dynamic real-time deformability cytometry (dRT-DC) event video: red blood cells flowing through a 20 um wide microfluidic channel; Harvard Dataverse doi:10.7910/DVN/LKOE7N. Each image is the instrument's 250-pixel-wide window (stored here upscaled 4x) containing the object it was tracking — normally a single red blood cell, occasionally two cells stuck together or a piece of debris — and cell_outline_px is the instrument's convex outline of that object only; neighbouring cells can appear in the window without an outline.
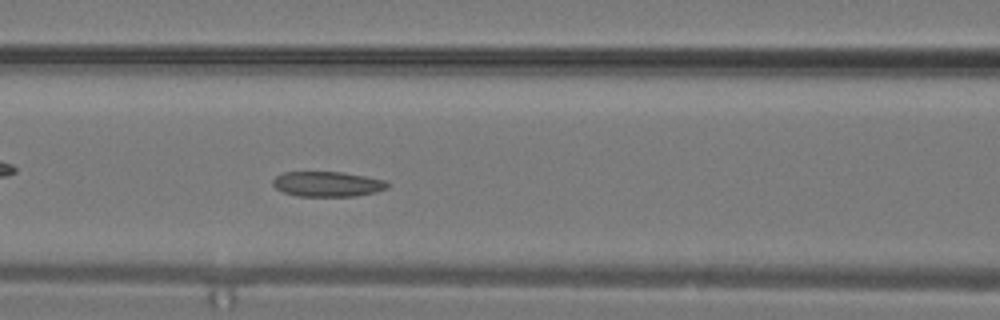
{"species": "common noctule bat (a hibernating species)", "species_latin": "Nyctalus noctula", "temperature_condition": "warm", "stored_images_in_passage": 13, "camera_frame_rate_fps": 3000, "um_per_image_px": 0.085, "animal": {"sex": "male", "body_mass_g": 19.2, "forearm_length_mm": 51.8}, "frame": {"image": 1, "passage_image": 13, "time_ms": 4.0, "image_size_px": [1000, 320], "cell_outline_px": [[388, 188], [376, 192], [356, 196], [296, 196], [284, 192], [276, 188], [272, 184], [272, 180], [276, 176], [284, 172], [340, 172], [364, 176], [384, 180], [388, 184]], "centroid_in_image_um": [27.81, 15.65], "position_along_channel_um": 138.8, "area_um2": 16.7}}